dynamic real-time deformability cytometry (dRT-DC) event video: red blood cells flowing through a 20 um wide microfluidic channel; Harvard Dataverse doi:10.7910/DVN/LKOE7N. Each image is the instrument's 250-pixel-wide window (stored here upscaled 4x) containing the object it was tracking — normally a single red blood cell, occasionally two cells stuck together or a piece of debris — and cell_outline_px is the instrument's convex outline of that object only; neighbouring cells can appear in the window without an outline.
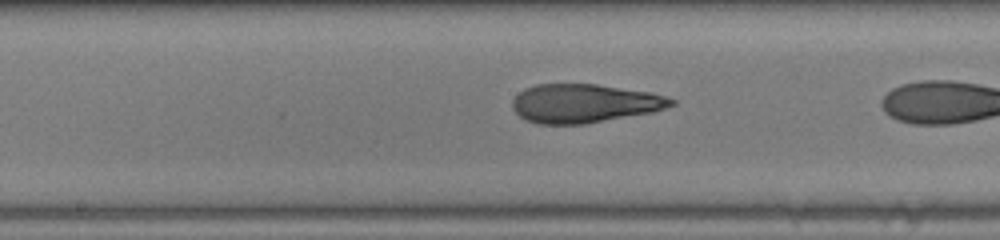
{"species": "human", "species_latin": "Homo sapiens", "temperature_condition": "room temperature", "stored_images_in_passage": 15, "camera_frame_rate_fps": 3000, "um_per_image_px": 0.085, "donor": {"sex": "male"}, "frame": {"image": 1, "passage_image": 9, "time_ms": 2.667, "image_size_px": [1000, 240], "cell_outline_px": [[676, 104], [652, 112], [584, 124], [540, 124], [524, 120], [512, 108], [512, 100], [524, 88], [536, 84], [596, 84], [652, 92], [676, 100]], "centroid_in_image_um": [49.65, 8.78], "position_along_channel_um": 198.5, "area_um2": 35.84}}